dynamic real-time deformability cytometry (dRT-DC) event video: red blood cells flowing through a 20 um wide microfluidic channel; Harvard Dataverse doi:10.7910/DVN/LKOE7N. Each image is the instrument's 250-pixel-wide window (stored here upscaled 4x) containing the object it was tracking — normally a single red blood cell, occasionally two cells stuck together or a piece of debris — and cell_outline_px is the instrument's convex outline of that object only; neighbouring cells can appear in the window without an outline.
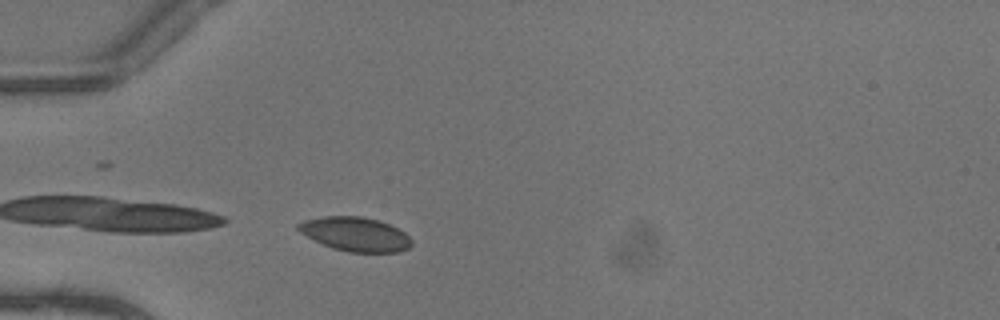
{"species": "common noctule bat (a hibernating species)", "species_latin": "Nyctalus noctula", "temperature_condition": "warm", "stored_images_in_passage": 13, "camera_frame_rate_fps": 3000, "um_per_image_px": 0.085, "animal": {"sex": "female"}, "frame": {"image": 1, "passage_image": 2, "time_ms": 0.333, "image_size_px": [1000, 320], "cell_outline_px": [[412, 244], [408, 248], [396, 252], [348, 252], [332, 248], [300, 232], [296, 228], [296, 224], [304, 220], [324, 216], [360, 216], [380, 220], [404, 232], [412, 240]], "centroid_in_image_um": [30.2, 19.89], "position_along_channel_um": 54.8, "area_um2": 22.37}}
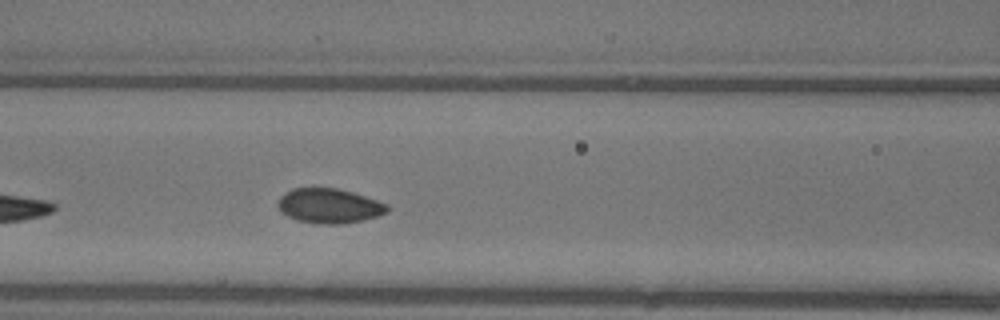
{"frame": {"image": 2, "passage_image": 9, "time_ms": 2.667, "image_size_px": [1000, 320], "cell_outline_px": [[388, 212], [364, 220], [340, 224], [320, 224], [300, 220], [288, 216], [280, 212], [276, 204], [280, 196], [292, 188], [336, 188], [352, 192], [388, 204]], "centroid_in_image_um": [27.96, 17.5], "position_along_channel_um": 138.6, "area_um2": 22.02}}
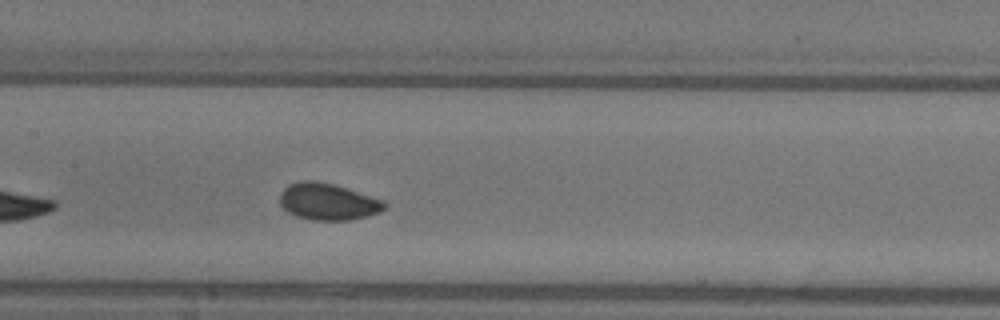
{"frame": {"image": 3, "passage_image": 12, "time_ms": 3.667, "image_size_px": [1000, 320], "cell_outline_px": [[388, 204], [380, 212], [368, 216], [348, 220], [312, 220], [296, 216], [288, 212], [280, 204], [280, 192], [288, 184], [300, 180], [316, 180], [332, 184], [384, 200]], "centroid_in_image_um": [27.85, 17.14], "position_along_channel_um": 179.5, "area_um2": 22.43}}